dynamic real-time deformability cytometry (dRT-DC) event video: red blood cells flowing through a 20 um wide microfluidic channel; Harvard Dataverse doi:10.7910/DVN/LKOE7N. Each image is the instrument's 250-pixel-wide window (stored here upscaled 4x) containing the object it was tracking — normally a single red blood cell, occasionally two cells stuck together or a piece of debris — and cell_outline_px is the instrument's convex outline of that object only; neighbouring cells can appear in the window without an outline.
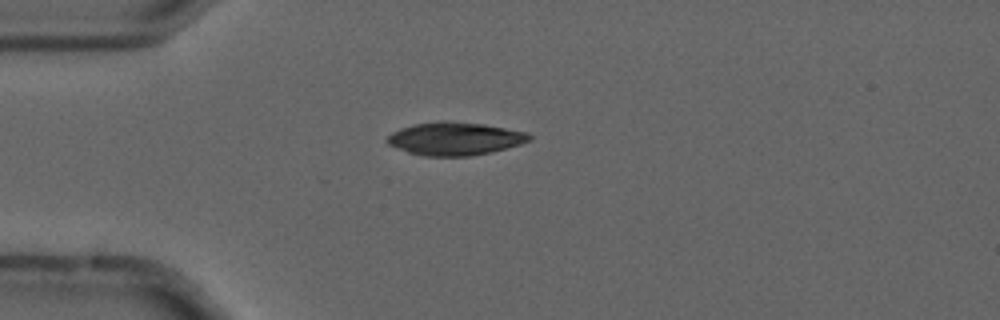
{"species": "common noctule bat (a hibernating species)", "species_latin": "Nyctalus noctula", "temperature_condition": "cold", "stored_images_in_passage": 3, "camera_frame_rate_fps": 3000, "um_per_image_px": 0.085, "animal": {"sex": "male", "forearm_length_mm": 52.5}, "frame": {"image": 1, "passage_image": 2, "time_ms": 0.333, "image_size_px": [1000, 320], "cell_outline_px": [[532, 140], [520, 144], [472, 156], [424, 156], [408, 152], [388, 144], [384, 140], [392, 132], [400, 128], [412, 124], [440, 120], [452, 120], [484, 124], [528, 132], [532, 136]], "centroid_in_image_um": [38.65, 11.77], "position_along_channel_um": 46.4, "area_um2": 27.57}}